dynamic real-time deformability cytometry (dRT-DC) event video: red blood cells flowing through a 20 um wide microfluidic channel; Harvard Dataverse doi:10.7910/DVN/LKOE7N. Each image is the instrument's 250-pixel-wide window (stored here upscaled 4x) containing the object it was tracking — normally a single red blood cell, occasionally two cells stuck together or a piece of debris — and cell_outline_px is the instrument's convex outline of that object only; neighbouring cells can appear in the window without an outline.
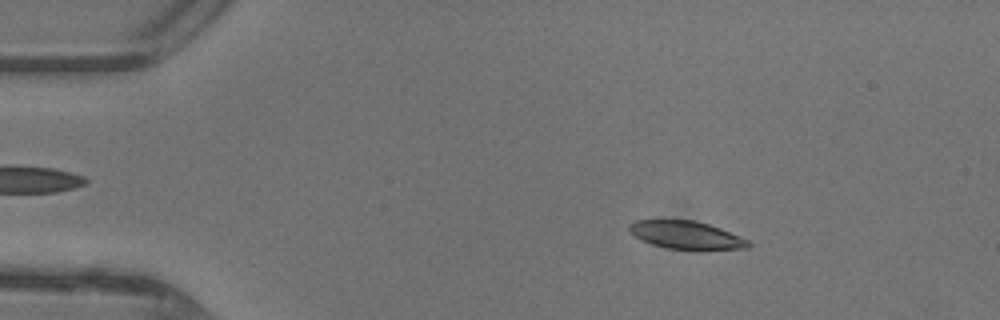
{"species": "common noctule bat (a hibernating species)", "species_latin": "Nyctalus noctula", "temperature_condition": "warm", "stored_images_in_passage": 47, "camera_frame_rate_fps": 3000, "um_per_image_px": 0.085, "animal": {"sex": "female"}, "frame": {"image": 1, "passage_image": 7, "time_ms": 2.0, "image_size_px": [1000, 320], "cell_outline_px": [[752, 244], [748, 248], [668, 248], [652, 244], [636, 236], [628, 228], [628, 224], [632, 220], [696, 220], [720, 228], [748, 240]], "centroid_in_image_um": [58.29, 19.94], "position_along_channel_um": 26.7, "area_um2": 18.73}}
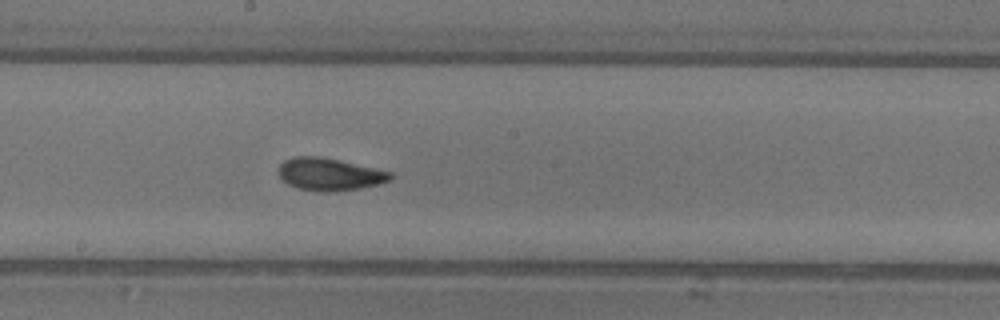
{"frame": {"image": 2, "passage_image": 25, "time_ms": 8.0, "image_size_px": [1000, 320], "cell_outline_px": [[392, 176], [388, 180], [376, 184], [360, 188], [328, 192], [320, 192], [296, 188], [288, 184], [276, 172], [280, 164], [284, 160], [296, 156], [316, 156], [336, 160], [392, 172]], "centroid_in_image_um": [27.93, 14.82], "position_along_channel_um": 220.3, "area_um2": 20.81}}
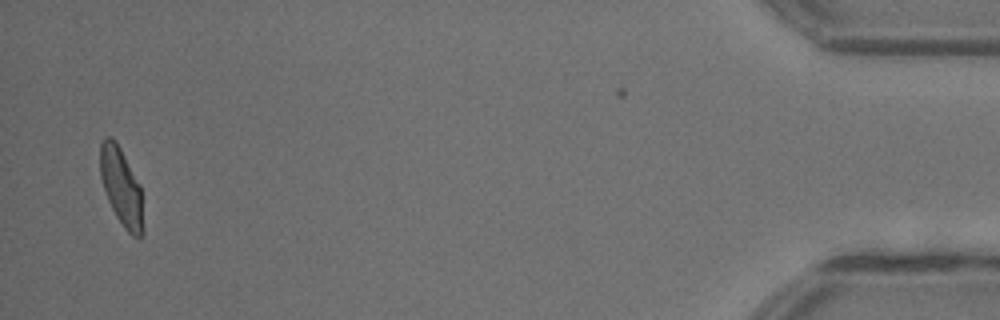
{"frame": {"image": 3, "passage_image": 45, "time_ms": 14.667, "image_size_px": [1000, 320], "cell_outline_px": [[144, 232], [140, 236], [132, 236], [124, 228], [116, 216], [108, 200], [100, 176], [100, 144], [104, 136], [112, 136], [116, 140], [140, 184], [144, 228]], "centroid_in_image_um": [10.31, 15.86], "position_along_channel_um": 424.9, "area_um2": 19.59}, "authors_computed_cell_mechanics": {"area_um2": 20.0566, "velocity_mm_per_s": 4.4149, "shape_relaxation_time_tau1_ms": 2.8589, "shape_relaxation_time_tau2_ms": 1.3022, "deformation_change_tau1": 0.1547, "deformation_change_tau2": 0.0775}}